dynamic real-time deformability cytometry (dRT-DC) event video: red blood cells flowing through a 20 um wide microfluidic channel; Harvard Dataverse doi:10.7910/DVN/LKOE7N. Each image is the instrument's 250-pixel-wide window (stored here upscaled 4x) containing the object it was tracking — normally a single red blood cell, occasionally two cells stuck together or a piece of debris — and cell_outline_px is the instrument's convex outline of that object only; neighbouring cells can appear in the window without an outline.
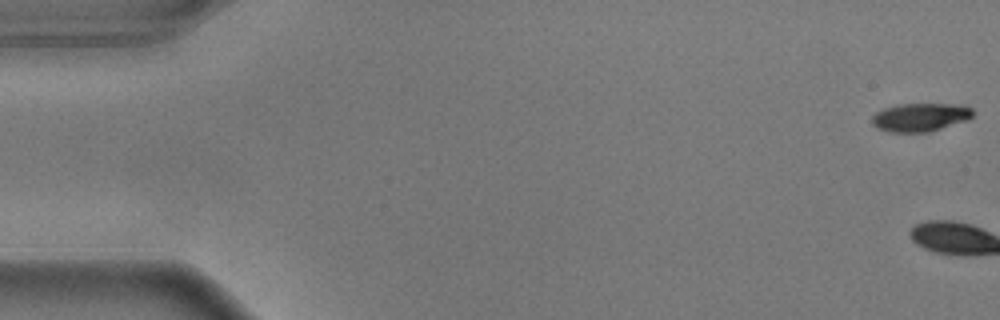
{"species": "common noctule bat (a hibernating species)", "species_latin": "Nyctalus noctula", "temperature_condition": "warm", "stored_images_in_passage": 3, "camera_frame_rate_fps": 3000, "um_per_image_px": 0.085, "animal": {"sex": "male", "body_mass_g": 17.9}, "frame": {"image": 1, "passage_image": 1, "time_ms": 0.0, "image_size_px": [1000, 320], "cell_outline_px": [[972, 116], [968, 120], [928, 132], [888, 132], [876, 128], [872, 124], [872, 116], [876, 112], [884, 108], [896, 104], [964, 104], [972, 108]], "centroid_in_image_um": [78.21, 9.96], "position_along_channel_um": 6.8, "area_um2": 16.82}}